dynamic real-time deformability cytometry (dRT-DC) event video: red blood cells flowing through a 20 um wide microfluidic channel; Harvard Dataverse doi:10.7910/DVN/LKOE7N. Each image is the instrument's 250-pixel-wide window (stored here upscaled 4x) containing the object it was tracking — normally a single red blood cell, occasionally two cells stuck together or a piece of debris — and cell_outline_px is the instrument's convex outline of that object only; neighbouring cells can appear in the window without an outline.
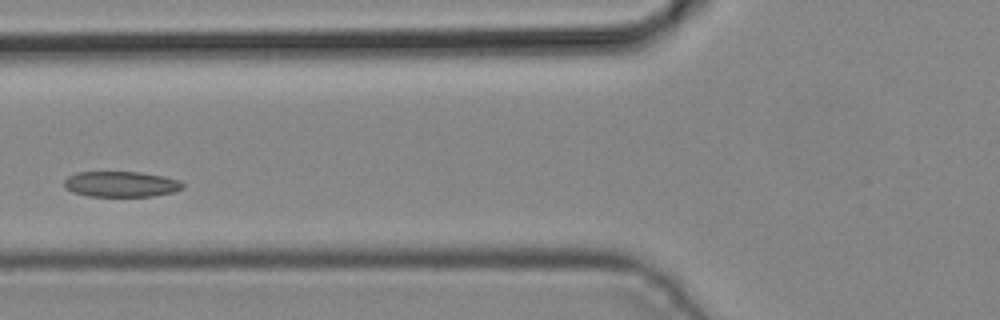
{"species": "common noctule bat (a hibernating species)", "species_latin": "Nyctalus noctula", "temperature_condition": "cold", "stored_images_in_passage": 3, "camera_frame_rate_fps": 3000, "um_per_image_px": 0.085, "animal": {"sex": "male", "body_mass_g": 19.2, "forearm_length_mm": 51.8}, "frame": {"image": 1, "passage_image": 3, "time_ms": 0.667, "image_size_px": [1000, 320], "cell_outline_px": [[184, 188], [172, 192], [152, 196], [88, 196], [72, 192], [64, 188], [64, 180], [68, 176], [76, 172], [140, 172], [164, 176], [180, 180], [184, 184]], "centroid_in_image_um": [10.27, 15.65], "position_along_channel_um": 115.5, "area_um2": 17.8}}